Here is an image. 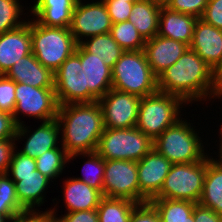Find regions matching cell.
Wrapping results in <instances>:
<instances>
[{"label":"cell","mask_w":222,"mask_h":222,"mask_svg":"<svg viewBox=\"0 0 222 222\" xmlns=\"http://www.w3.org/2000/svg\"><path fill=\"white\" fill-rule=\"evenodd\" d=\"M153 140L137 127L104 128L96 152L104 160H129L138 162L152 148Z\"/></svg>","instance_id":"cell-7"},{"label":"cell","mask_w":222,"mask_h":222,"mask_svg":"<svg viewBox=\"0 0 222 222\" xmlns=\"http://www.w3.org/2000/svg\"><path fill=\"white\" fill-rule=\"evenodd\" d=\"M80 60V44L54 72V89L57 102L60 105L84 103V81Z\"/></svg>","instance_id":"cell-13"},{"label":"cell","mask_w":222,"mask_h":222,"mask_svg":"<svg viewBox=\"0 0 222 222\" xmlns=\"http://www.w3.org/2000/svg\"><path fill=\"white\" fill-rule=\"evenodd\" d=\"M209 0H170L166 7L172 11L201 18Z\"/></svg>","instance_id":"cell-36"},{"label":"cell","mask_w":222,"mask_h":222,"mask_svg":"<svg viewBox=\"0 0 222 222\" xmlns=\"http://www.w3.org/2000/svg\"><path fill=\"white\" fill-rule=\"evenodd\" d=\"M189 48L222 78V30L197 19Z\"/></svg>","instance_id":"cell-17"},{"label":"cell","mask_w":222,"mask_h":222,"mask_svg":"<svg viewBox=\"0 0 222 222\" xmlns=\"http://www.w3.org/2000/svg\"><path fill=\"white\" fill-rule=\"evenodd\" d=\"M172 163L152 148L137 162L140 204L154 199L160 192Z\"/></svg>","instance_id":"cell-14"},{"label":"cell","mask_w":222,"mask_h":222,"mask_svg":"<svg viewBox=\"0 0 222 222\" xmlns=\"http://www.w3.org/2000/svg\"><path fill=\"white\" fill-rule=\"evenodd\" d=\"M149 203L157 211L160 222H194V202L154 198Z\"/></svg>","instance_id":"cell-27"},{"label":"cell","mask_w":222,"mask_h":222,"mask_svg":"<svg viewBox=\"0 0 222 222\" xmlns=\"http://www.w3.org/2000/svg\"><path fill=\"white\" fill-rule=\"evenodd\" d=\"M64 212L95 210L103 198L102 193L88 184L73 177L63 179Z\"/></svg>","instance_id":"cell-23"},{"label":"cell","mask_w":222,"mask_h":222,"mask_svg":"<svg viewBox=\"0 0 222 222\" xmlns=\"http://www.w3.org/2000/svg\"><path fill=\"white\" fill-rule=\"evenodd\" d=\"M17 126L11 113L0 110V140L14 138Z\"/></svg>","instance_id":"cell-43"},{"label":"cell","mask_w":222,"mask_h":222,"mask_svg":"<svg viewBox=\"0 0 222 222\" xmlns=\"http://www.w3.org/2000/svg\"><path fill=\"white\" fill-rule=\"evenodd\" d=\"M61 146V147H60ZM69 159V155L66 153L63 146L60 144L57 148L44 152L41 156L35 158L36 169L51 181L60 177L62 173H65V168Z\"/></svg>","instance_id":"cell-31"},{"label":"cell","mask_w":222,"mask_h":222,"mask_svg":"<svg viewBox=\"0 0 222 222\" xmlns=\"http://www.w3.org/2000/svg\"><path fill=\"white\" fill-rule=\"evenodd\" d=\"M190 121L179 119L153 142V148L172 164L199 162L210 154L204 146L207 143L201 140V132Z\"/></svg>","instance_id":"cell-3"},{"label":"cell","mask_w":222,"mask_h":222,"mask_svg":"<svg viewBox=\"0 0 222 222\" xmlns=\"http://www.w3.org/2000/svg\"><path fill=\"white\" fill-rule=\"evenodd\" d=\"M83 1L78 0L69 26L77 44L89 37L110 33L113 24L103 0Z\"/></svg>","instance_id":"cell-11"},{"label":"cell","mask_w":222,"mask_h":222,"mask_svg":"<svg viewBox=\"0 0 222 222\" xmlns=\"http://www.w3.org/2000/svg\"><path fill=\"white\" fill-rule=\"evenodd\" d=\"M200 19L222 30V0H209Z\"/></svg>","instance_id":"cell-40"},{"label":"cell","mask_w":222,"mask_h":222,"mask_svg":"<svg viewBox=\"0 0 222 222\" xmlns=\"http://www.w3.org/2000/svg\"><path fill=\"white\" fill-rule=\"evenodd\" d=\"M87 158L83 164V175L80 177H74L78 180L83 181L90 187L99 190L103 195V183H104V171H105V160L95 151L90 153H75L69 156L68 162L74 161V158L80 157ZM83 156V157H82Z\"/></svg>","instance_id":"cell-29"},{"label":"cell","mask_w":222,"mask_h":222,"mask_svg":"<svg viewBox=\"0 0 222 222\" xmlns=\"http://www.w3.org/2000/svg\"><path fill=\"white\" fill-rule=\"evenodd\" d=\"M16 29L0 34V75L8 70L21 58L32 53L30 19Z\"/></svg>","instance_id":"cell-18"},{"label":"cell","mask_w":222,"mask_h":222,"mask_svg":"<svg viewBox=\"0 0 222 222\" xmlns=\"http://www.w3.org/2000/svg\"><path fill=\"white\" fill-rule=\"evenodd\" d=\"M10 222H53V219L49 215V212H28L12 219Z\"/></svg>","instance_id":"cell-45"},{"label":"cell","mask_w":222,"mask_h":222,"mask_svg":"<svg viewBox=\"0 0 222 222\" xmlns=\"http://www.w3.org/2000/svg\"><path fill=\"white\" fill-rule=\"evenodd\" d=\"M103 197L127 199L140 204L136 161L105 160Z\"/></svg>","instance_id":"cell-10"},{"label":"cell","mask_w":222,"mask_h":222,"mask_svg":"<svg viewBox=\"0 0 222 222\" xmlns=\"http://www.w3.org/2000/svg\"><path fill=\"white\" fill-rule=\"evenodd\" d=\"M112 88L140 98L155 93L157 77L144 50L125 51L112 69Z\"/></svg>","instance_id":"cell-5"},{"label":"cell","mask_w":222,"mask_h":222,"mask_svg":"<svg viewBox=\"0 0 222 222\" xmlns=\"http://www.w3.org/2000/svg\"><path fill=\"white\" fill-rule=\"evenodd\" d=\"M210 155L206 157L203 192L198 203L222 216V159Z\"/></svg>","instance_id":"cell-25"},{"label":"cell","mask_w":222,"mask_h":222,"mask_svg":"<svg viewBox=\"0 0 222 222\" xmlns=\"http://www.w3.org/2000/svg\"><path fill=\"white\" fill-rule=\"evenodd\" d=\"M151 3H155L161 7H166L170 0H148Z\"/></svg>","instance_id":"cell-47"},{"label":"cell","mask_w":222,"mask_h":222,"mask_svg":"<svg viewBox=\"0 0 222 222\" xmlns=\"http://www.w3.org/2000/svg\"><path fill=\"white\" fill-rule=\"evenodd\" d=\"M16 138L0 140V174H7L11 159L17 149Z\"/></svg>","instance_id":"cell-42"},{"label":"cell","mask_w":222,"mask_h":222,"mask_svg":"<svg viewBox=\"0 0 222 222\" xmlns=\"http://www.w3.org/2000/svg\"><path fill=\"white\" fill-rule=\"evenodd\" d=\"M15 138L16 141L26 139L23 143V149H18V151L35 159L44 152L60 145V125L57 118H55L49 121H41L38 128L31 131V128L23 123L17 126Z\"/></svg>","instance_id":"cell-16"},{"label":"cell","mask_w":222,"mask_h":222,"mask_svg":"<svg viewBox=\"0 0 222 222\" xmlns=\"http://www.w3.org/2000/svg\"><path fill=\"white\" fill-rule=\"evenodd\" d=\"M189 48V45L159 35L145 42L144 52L152 73L158 77L172 66Z\"/></svg>","instance_id":"cell-19"},{"label":"cell","mask_w":222,"mask_h":222,"mask_svg":"<svg viewBox=\"0 0 222 222\" xmlns=\"http://www.w3.org/2000/svg\"><path fill=\"white\" fill-rule=\"evenodd\" d=\"M110 34L124 51L144 50L146 41L132 22L124 21L112 24Z\"/></svg>","instance_id":"cell-33"},{"label":"cell","mask_w":222,"mask_h":222,"mask_svg":"<svg viewBox=\"0 0 222 222\" xmlns=\"http://www.w3.org/2000/svg\"><path fill=\"white\" fill-rule=\"evenodd\" d=\"M57 120L60 144L69 156L96 151L104 130L103 111L98 101L60 105Z\"/></svg>","instance_id":"cell-2"},{"label":"cell","mask_w":222,"mask_h":222,"mask_svg":"<svg viewBox=\"0 0 222 222\" xmlns=\"http://www.w3.org/2000/svg\"><path fill=\"white\" fill-rule=\"evenodd\" d=\"M119 1L138 2V1H140V0H119Z\"/></svg>","instance_id":"cell-49"},{"label":"cell","mask_w":222,"mask_h":222,"mask_svg":"<svg viewBox=\"0 0 222 222\" xmlns=\"http://www.w3.org/2000/svg\"><path fill=\"white\" fill-rule=\"evenodd\" d=\"M36 170V160L15 150L7 175H27Z\"/></svg>","instance_id":"cell-38"},{"label":"cell","mask_w":222,"mask_h":222,"mask_svg":"<svg viewBox=\"0 0 222 222\" xmlns=\"http://www.w3.org/2000/svg\"><path fill=\"white\" fill-rule=\"evenodd\" d=\"M129 222H160V218L155 208L146 202L133 209Z\"/></svg>","instance_id":"cell-41"},{"label":"cell","mask_w":222,"mask_h":222,"mask_svg":"<svg viewBox=\"0 0 222 222\" xmlns=\"http://www.w3.org/2000/svg\"><path fill=\"white\" fill-rule=\"evenodd\" d=\"M140 97L115 89L109 90L98 102L103 111L104 128L136 127Z\"/></svg>","instance_id":"cell-12"},{"label":"cell","mask_w":222,"mask_h":222,"mask_svg":"<svg viewBox=\"0 0 222 222\" xmlns=\"http://www.w3.org/2000/svg\"><path fill=\"white\" fill-rule=\"evenodd\" d=\"M80 60L84 81V103L97 102L112 89V69L102 59L80 45Z\"/></svg>","instance_id":"cell-15"},{"label":"cell","mask_w":222,"mask_h":222,"mask_svg":"<svg viewBox=\"0 0 222 222\" xmlns=\"http://www.w3.org/2000/svg\"><path fill=\"white\" fill-rule=\"evenodd\" d=\"M113 24L128 21L134 2L103 0Z\"/></svg>","instance_id":"cell-39"},{"label":"cell","mask_w":222,"mask_h":222,"mask_svg":"<svg viewBox=\"0 0 222 222\" xmlns=\"http://www.w3.org/2000/svg\"><path fill=\"white\" fill-rule=\"evenodd\" d=\"M20 3L19 0H0V34L16 29L26 22V13H23L25 7ZM23 14L25 18H21Z\"/></svg>","instance_id":"cell-34"},{"label":"cell","mask_w":222,"mask_h":222,"mask_svg":"<svg viewBox=\"0 0 222 222\" xmlns=\"http://www.w3.org/2000/svg\"><path fill=\"white\" fill-rule=\"evenodd\" d=\"M30 19L32 53L44 67L55 72L78 44L69 28L47 27Z\"/></svg>","instance_id":"cell-6"},{"label":"cell","mask_w":222,"mask_h":222,"mask_svg":"<svg viewBox=\"0 0 222 222\" xmlns=\"http://www.w3.org/2000/svg\"><path fill=\"white\" fill-rule=\"evenodd\" d=\"M0 222H10V220L5 215L0 213Z\"/></svg>","instance_id":"cell-48"},{"label":"cell","mask_w":222,"mask_h":222,"mask_svg":"<svg viewBox=\"0 0 222 222\" xmlns=\"http://www.w3.org/2000/svg\"><path fill=\"white\" fill-rule=\"evenodd\" d=\"M206 174V158L199 162L172 164L155 198L188 200L198 203Z\"/></svg>","instance_id":"cell-8"},{"label":"cell","mask_w":222,"mask_h":222,"mask_svg":"<svg viewBox=\"0 0 222 222\" xmlns=\"http://www.w3.org/2000/svg\"><path fill=\"white\" fill-rule=\"evenodd\" d=\"M16 82L7 78L5 75H0V110L13 113L15 101Z\"/></svg>","instance_id":"cell-37"},{"label":"cell","mask_w":222,"mask_h":222,"mask_svg":"<svg viewBox=\"0 0 222 222\" xmlns=\"http://www.w3.org/2000/svg\"><path fill=\"white\" fill-rule=\"evenodd\" d=\"M158 91L180 97L186 105L222 98V78L188 48L157 77ZM221 97V98H220ZM208 99V100H207Z\"/></svg>","instance_id":"cell-1"},{"label":"cell","mask_w":222,"mask_h":222,"mask_svg":"<svg viewBox=\"0 0 222 222\" xmlns=\"http://www.w3.org/2000/svg\"><path fill=\"white\" fill-rule=\"evenodd\" d=\"M58 200L59 201L56 202L54 207H51L49 210L46 209L44 211L49 212V215L53 219V222H99L97 209L69 212L65 213L64 215L61 214V216H59L57 213L58 208H56V206L60 202V199Z\"/></svg>","instance_id":"cell-35"},{"label":"cell","mask_w":222,"mask_h":222,"mask_svg":"<svg viewBox=\"0 0 222 222\" xmlns=\"http://www.w3.org/2000/svg\"><path fill=\"white\" fill-rule=\"evenodd\" d=\"M0 213L10 221L28 213L19 204L15 182L7 174H0Z\"/></svg>","instance_id":"cell-32"},{"label":"cell","mask_w":222,"mask_h":222,"mask_svg":"<svg viewBox=\"0 0 222 222\" xmlns=\"http://www.w3.org/2000/svg\"><path fill=\"white\" fill-rule=\"evenodd\" d=\"M185 104L180 97L158 90L142 97L136 127L154 141L184 116L181 111Z\"/></svg>","instance_id":"cell-4"},{"label":"cell","mask_w":222,"mask_h":222,"mask_svg":"<svg viewBox=\"0 0 222 222\" xmlns=\"http://www.w3.org/2000/svg\"><path fill=\"white\" fill-rule=\"evenodd\" d=\"M28 10L33 19L47 27L69 28L78 0H34Z\"/></svg>","instance_id":"cell-21"},{"label":"cell","mask_w":222,"mask_h":222,"mask_svg":"<svg viewBox=\"0 0 222 222\" xmlns=\"http://www.w3.org/2000/svg\"><path fill=\"white\" fill-rule=\"evenodd\" d=\"M160 9L161 6L148 0H140L133 4L128 21L133 23L145 41L157 35Z\"/></svg>","instance_id":"cell-26"},{"label":"cell","mask_w":222,"mask_h":222,"mask_svg":"<svg viewBox=\"0 0 222 222\" xmlns=\"http://www.w3.org/2000/svg\"><path fill=\"white\" fill-rule=\"evenodd\" d=\"M5 76L16 83L37 88H54V72L44 67L33 53L18 60Z\"/></svg>","instance_id":"cell-22"},{"label":"cell","mask_w":222,"mask_h":222,"mask_svg":"<svg viewBox=\"0 0 222 222\" xmlns=\"http://www.w3.org/2000/svg\"><path fill=\"white\" fill-rule=\"evenodd\" d=\"M15 101L16 106L12 115L17 125L24 123L23 119H20L22 115L39 119L40 122L57 118L59 104L54 88H37L16 83Z\"/></svg>","instance_id":"cell-9"},{"label":"cell","mask_w":222,"mask_h":222,"mask_svg":"<svg viewBox=\"0 0 222 222\" xmlns=\"http://www.w3.org/2000/svg\"><path fill=\"white\" fill-rule=\"evenodd\" d=\"M9 177L15 182L19 204L29 213L43 212L36 207H41L45 203L46 191L51 188L49 186L53 181L37 169L31 174L11 175Z\"/></svg>","instance_id":"cell-20"},{"label":"cell","mask_w":222,"mask_h":222,"mask_svg":"<svg viewBox=\"0 0 222 222\" xmlns=\"http://www.w3.org/2000/svg\"><path fill=\"white\" fill-rule=\"evenodd\" d=\"M198 18L161 7L157 35L191 44Z\"/></svg>","instance_id":"cell-24"},{"label":"cell","mask_w":222,"mask_h":222,"mask_svg":"<svg viewBox=\"0 0 222 222\" xmlns=\"http://www.w3.org/2000/svg\"><path fill=\"white\" fill-rule=\"evenodd\" d=\"M137 205L127 199L103 197L97 207L99 222H129Z\"/></svg>","instance_id":"cell-30"},{"label":"cell","mask_w":222,"mask_h":222,"mask_svg":"<svg viewBox=\"0 0 222 222\" xmlns=\"http://www.w3.org/2000/svg\"><path fill=\"white\" fill-rule=\"evenodd\" d=\"M220 124H221V126H220V128H219L220 130H219V132H218V133H219V134H218V137H219V140H218V141H219L220 143L218 142L219 145L216 144V146H217L219 149H218V151H217L218 153L214 152L213 154H215V156L218 154L216 157L222 159V123H220ZM220 135H221V136H220Z\"/></svg>","instance_id":"cell-46"},{"label":"cell","mask_w":222,"mask_h":222,"mask_svg":"<svg viewBox=\"0 0 222 222\" xmlns=\"http://www.w3.org/2000/svg\"><path fill=\"white\" fill-rule=\"evenodd\" d=\"M80 45L87 52L97 55L111 69L114 68L115 63L125 52L110 33L89 37L82 41Z\"/></svg>","instance_id":"cell-28"},{"label":"cell","mask_w":222,"mask_h":222,"mask_svg":"<svg viewBox=\"0 0 222 222\" xmlns=\"http://www.w3.org/2000/svg\"><path fill=\"white\" fill-rule=\"evenodd\" d=\"M194 222H222V216L212 209L204 207L199 203L195 204L193 210Z\"/></svg>","instance_id":"cell-44"}]
</instances>
